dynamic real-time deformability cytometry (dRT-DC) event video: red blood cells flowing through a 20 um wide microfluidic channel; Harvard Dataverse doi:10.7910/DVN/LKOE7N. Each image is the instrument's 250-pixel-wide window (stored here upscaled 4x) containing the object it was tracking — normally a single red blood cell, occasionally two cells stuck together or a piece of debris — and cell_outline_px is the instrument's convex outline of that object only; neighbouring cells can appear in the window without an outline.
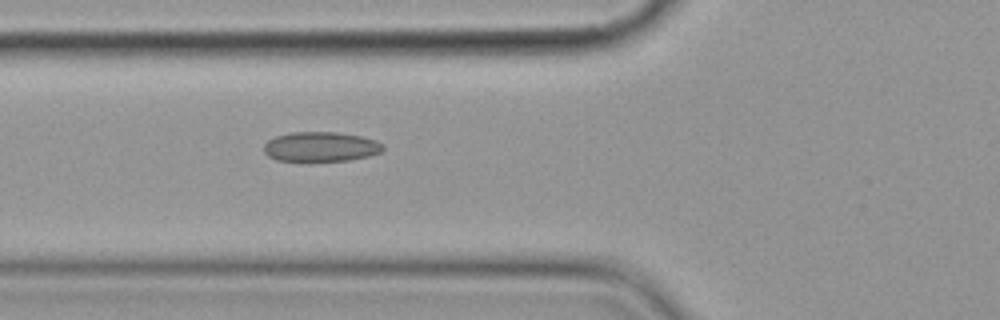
{"species": "common noctule bat (a hibernating species)", "species_latin": "Nyctalus noctula", "temperature_condition": "cold", "stored_images_in_passage": 4, "camera_frame_rate_fps": 3000, "um_per_image_px": 0.085, "animal": {"sex": "female", "body_mass_g": 19.9}, "frame": {"image": 1, "passage_image": 4, "time_ms": 4.333, "image_size_px": [1000, 320], "cell_outline_px": [[384, 148], [380, 152], [368, 156], [348, 160], [276, 160], [268, 156], [264, 152], [264, 144], [268, 140], [276, 136], [292, 132], [336, 132], [360, 136], [376, 140], [384, 144]], "centroid_in_image_um": [27.26, 12.46], "position_along_channel_um": 98.5, "area_um2": 20.4}}